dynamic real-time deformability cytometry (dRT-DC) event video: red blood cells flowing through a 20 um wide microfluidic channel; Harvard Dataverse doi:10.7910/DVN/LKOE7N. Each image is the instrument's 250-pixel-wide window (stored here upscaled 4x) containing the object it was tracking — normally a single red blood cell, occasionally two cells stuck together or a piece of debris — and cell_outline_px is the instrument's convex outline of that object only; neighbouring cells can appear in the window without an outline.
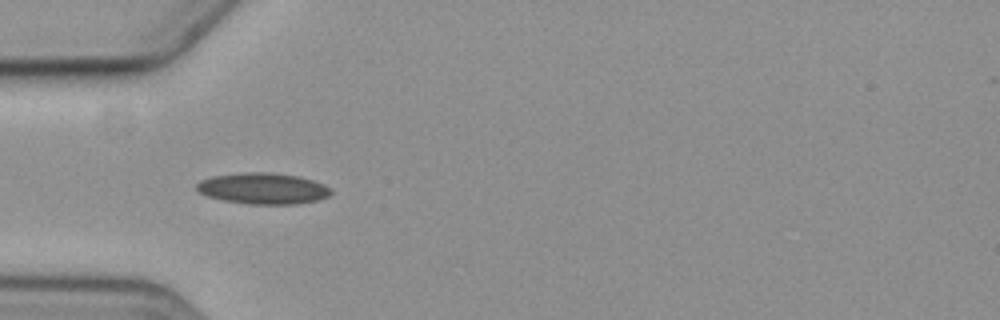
{"species": "common noctule bat (a hibernating species)", "species_latin": "Nyctalus noctula", "temperature_condition": "cold", "stored_images_in_passage": 8, "camera_frame_rate_fps": 3000, "um_per_image_px": 0.085, "animal": {"sex": "female", "body_mass_g": 19.3, "forearm_length_mm": 54.1}, "frame": {"image": 1, "passage_image": 5, "time_ms": 4.667, "image_size_px": [1000, 320], "cell_outline_px": [[332, 192], [328, 196], [320, 200], [296, 204], [248, 204], [224, 200], [208, 196], [200, 192], [196, 188], [196, 184], [200, 180], [212, 176], [244, 172], [268, 172], [300, 176], [324, 184]], "centroid_in_image_um": [22.36, 16.02], "position_along_channel_um": 62.6, "area_um2": 24.39}}
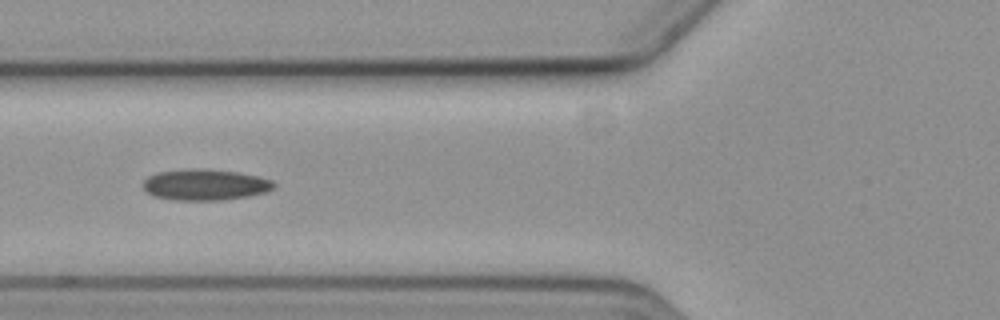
{"frame": {"image": 2, "passage_image": 6, "time_ms": 6.0, "image_size_px": [1000, 320], "cell_outline_px": [[276, 184], [272, 188], [264, 192], [248, 196], [220, 200], [172, 200], [152, 196], [144, 188], [144, 180], [148, 176], [156, 172], [184, 168], [204, 168], [236, 172], [260, 176], [272, 180]], "centroid_in_image_um": [17.4, 15.68], "position_along_channel_um": 108.4, "area_um2": 23.87}}
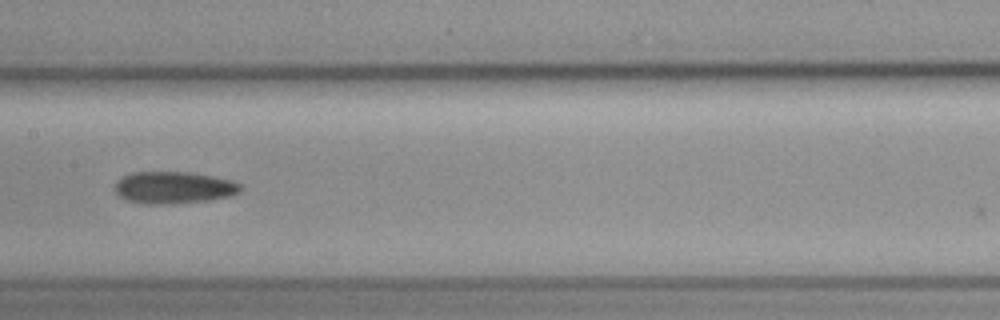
{"frame": {"image": 3, "passage_image": 8, "time_ms": 8.333, "image_size_px": [1000, 320], "cell_outline_px": [[240, 192], [228, 196], [212, 200], [172, 204], [144, 204], [128, 200], [120, 196], [116, 192], [116, 180], [132, 172], [188, 172], [212, 176], [232, 180], [240, 184]], "centroid_in_image_um": [14.77, 15.95], "position_along_channel_um": 192.6, "area_um2": 23.41}}